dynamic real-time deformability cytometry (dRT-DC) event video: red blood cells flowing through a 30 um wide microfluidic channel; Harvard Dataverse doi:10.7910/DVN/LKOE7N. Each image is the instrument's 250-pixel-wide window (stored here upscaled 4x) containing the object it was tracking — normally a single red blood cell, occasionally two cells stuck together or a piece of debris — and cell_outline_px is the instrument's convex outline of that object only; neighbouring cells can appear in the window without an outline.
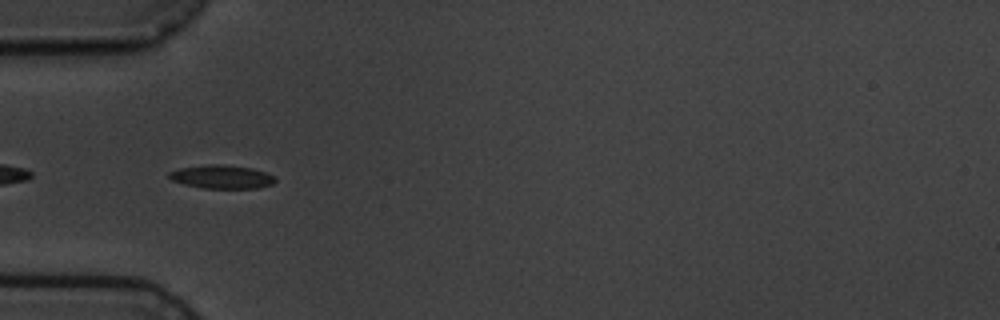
{"species": "common noctule bat (a hibernating species)", "species_latin": "Nyctalus noctula", "temperature_condition": "cold", "stored_images_in_passage": 3, "camera_frame_rate_fps": 3000, "um_per_image_px": 0.085, "animal": {"sex": "male", "body_mass_g": 19.5, "forearm_length_mm": 54.6}, "frame": {"image": 1, "passage_image": 2, "time_ms": 1.333, "image_size_px": [1000, 320], "cell_outline_px": [[276, 180], [272, 184], [256, 188], [204, 188], [184, 184], [172, 180], [168, 176], [168, 172], [180, 168], [212, 164], [220, 164], [252, 168], [276, 176]], "centroid_in_image_um": [18.86, 15.03], "position_along_channel_um": 66.1, "area_um2": 14.39}}
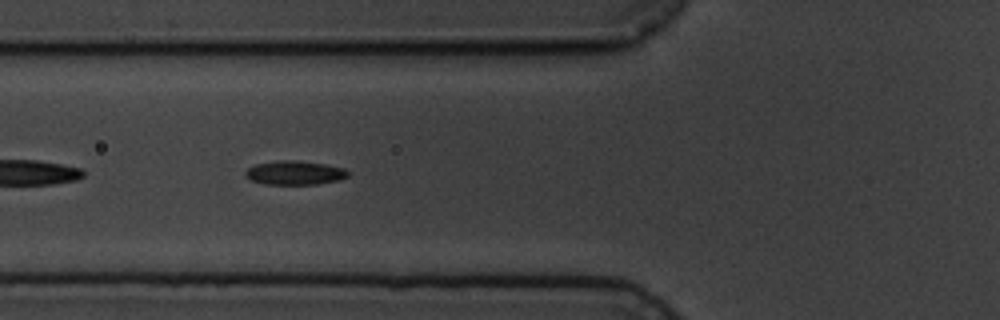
{"frame": {"image": 2, "passage_image": 3, "time_ms": 2.333, "image_size_px": [1000, 320], "cell_outline_px": [[348, 176], [340, 180], [316, 184], [264, 184], [252, 180], [244, 176], [244, 172], [248, 168], [256, 164], [276, 160], [296, 160], [324, 164], [344, 168], [348, 172]], "centroid_in_image_um": [25.03, 14.68], "position_along_channel_um": 100.8, "area_um2": 14.33}}